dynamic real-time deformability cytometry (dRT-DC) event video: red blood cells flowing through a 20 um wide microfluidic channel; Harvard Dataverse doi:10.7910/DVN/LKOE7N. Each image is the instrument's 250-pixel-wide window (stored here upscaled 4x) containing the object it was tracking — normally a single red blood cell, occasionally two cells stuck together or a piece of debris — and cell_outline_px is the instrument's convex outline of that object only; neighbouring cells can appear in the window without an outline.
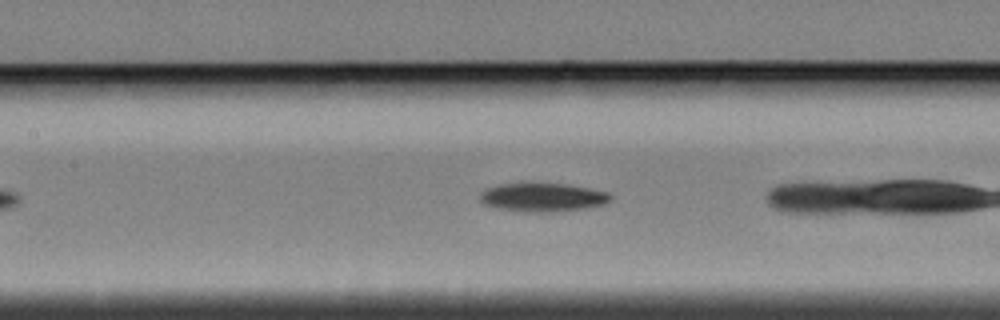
{"species": "Egyptian fruit bat (a non-hibernating species)", "species_latin": "Rousettus aegyptiacus", "temperature_condition": "cold", "stored_images_in_passage": 18, "camera_frame_rate_fps": 3000, "um_per_image_px": 0.085, "animal": {"sex": "female"}, "frame": {"image": 1, "passage_image": 8, "time_ms": 2.333, "image_size_px": [1000, 320], "cell_outline_px": [[612, 200], [604, 204], [584, 208], [552, 212], [532, 212], [500, 208], [484, 204], [480, 200], [480, 192], [488, 188], [500, 184], [532, 180], [568, 184], [608, 192], [612, 196]], "centroid_in_image_um": [46.13, 16.72], "position_along_channel_um": 161.3, "area_um2": 22.37}}
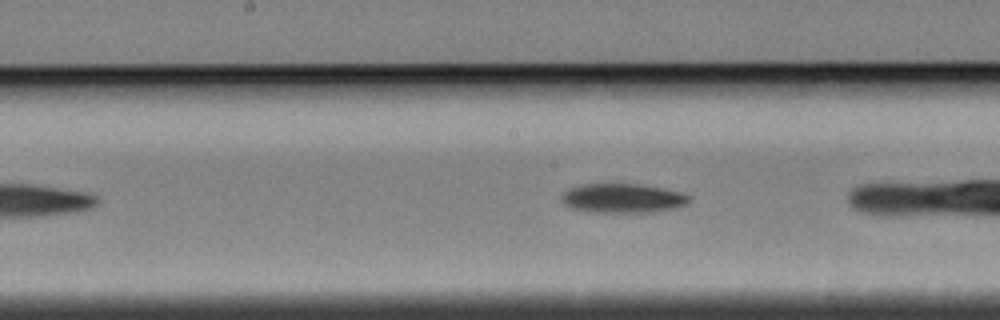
{"frame": {"image": 2, "passage_image": 11, "time_ms": 3.333, "image_size_px": [1000, 320], "cell_outline_px": [[692, 196], [688, 204], [676, 208], [652, 212], [588, 212], [572, 208], [564, 204], [560, 200], [560, 196], [568, 188], [584, 184], [644, 184], [684, 192]], "centroid_in_image_um": [52.97, 16.84], "position_along_channel_um": 195.2, "area_um2": 22.2}}
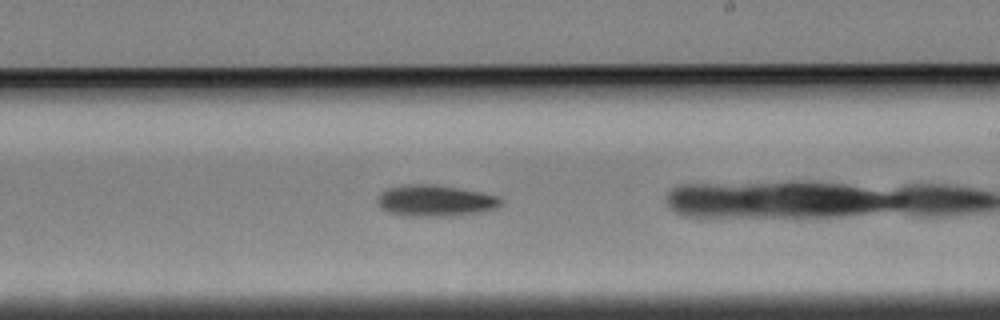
{"frame": {"image": 3, "passage_image": 16, "time_ms": 5.0, "image_size_px": [1000, 320], "cell_outline_px": [[504, 200], [496, 208], [480, 212], [456, 216], [408, 216], [388, 212], [380, 208], [376, 204], [376, 200], [388, 188], [408, 184], [432, 184], [480, 192], [496, 196]], "centroid_in_image_um": [36.98, 17.07], "position_along_channel_um": 252.0, "area_um2": 22.43}}